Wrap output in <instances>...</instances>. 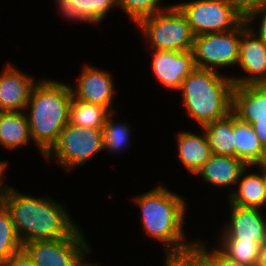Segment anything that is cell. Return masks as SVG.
<instances>
[{
  "instance_id": "cell-1",
  "label": "cell",
  "mask_w": 266,
  "mask_h": 266,
  "mask_svg": "<svg viewBox=\"0 0 266 266\" xmlns=\"http://www.w3.org/2000/svg\"><path fill=\"white\" fill-rule=\"evenodd\" d=\"M3 205L23 244L68 237L79 227L64 204L50 196L35 197L11 188Z\"/></svg>"
},
{
  "instance_id": "cell-2",
  "label": "cell",
  "mask_w": 266,
  "mask_h": 266,
  "mask_svg": "<svg viewBox=\"0 0 266 266\" xmlns=\"http://www.w3.org/2000/svg\"><path fill=\"white\" fill-rule=\"evenodd\" d=\"M183 197L166 186L157 185L133 199L141 210L142 230L147 237L161 243L164 257H171L195 241H185L187 201Z\"/></svg>"
},
{
  "instance_id": "cell-3",
  "label": "cell",
  "mask_w": 266,
  "mask_h": 266,
  "mask_svg": "<svg viewBox=\"0 0 266 266\" xmlns=\"http://www.w3.org/2000/svg\"><path fill=\"white\" fill-rule=\"evenodd\" d=\"M72 96L70 85L48 78H41L32 90L24 111L32 142L42 157L57 143L61 131L69 123Z\"/></svg>"
},
{
  "instance_id": "cell-4",
  "label": "cell",
  "mask_w": 266,
  "mask_h": 266,
  "mask_svg": "<svg viewBox=\"0 0 266 266\" xmlns=\"http://www.w3.org/2000/svg\"><path fill=\"white\" fill-rule=\"evenodd\" d=\"M231 77L214 70L195 68L181 83L183 107L201 128L232 112Z\"/></svg>"
},
{
  "instance_id": "cell-5",
  "label": "cell",
  "mask_w": 266,
  "mask_h": 266,
  "mask_svg": "<svg viewBox=\"0 0 266 266\" xmlns=\"http://www.w3.org/2000/svg\"><path fill=\"white\" fill-rule=\"evenodd\" d=\"M136 27L153 50L184 52L193 48L195 35L175 3L140 20Z\"/></svg>"
},
{
  "instance_id": "cell-6",
  "label": "cell",
  "mask_w": 266,
  "mask_h": 266,
  "mask_svg": "<svg viewBox=\"0 0 266 266\" xmlns=\"http://www.w3.org/2000/svg\"><path fill=\"white\" fill-rule=\"evenodd\" d=\"M103 150L102 129L86 128L68 123L61 131L57 143L44 156V160L51 162L52 159H55L57 165L59 164L66 173H70Z\"/></svg>"
},
{
  "instance_id": "cell-7",
  "label": "cell",
  "mask_w": 266,
  "mask_h": 266,
  "mask_svg": "<svg viewBox=\"0 0 266 266\" xmlns=\"http://www.w3.org/2000/svg\"><path fill=\"white\" fill-rule=\"evenodd\" d=\"M83 233L78 227L68 237L30 241L23 249L35 266H86V257L92 251Z\"/></svg>"
},
{
  "instance_id": "cell-8",
  "label": "cell",
  "mask_w": 266,
  "mask_h": 266,
  "mask_svg": "<svg viewBox=\"0 0 266 266\" xmlns=\"http://www.w3.org/2000/svg\"><path fill=\"white\" fill-rule=\"evenodd\" d=\"M195 36L236 29L244 17L227 0H192L175 4Z\"/></svg>"
},
{
  "instance_id": "cell-9",
  "label": "cell",
  "mask_w": 266,
  "mask_h": 266,
  "mask_svg": "<svg viewBox=\"0 0 266 266\" xmlns=\"http://www.w3.org/2000/svg\"><path fill=\"white\" fill-rule=\"evenodd\" d=\"M241 40V24L234 30L195 36L193 57L196 68L220 71L237 66Z\"/></svg>"
},
{
  "instance_id": "cell-10",
  "label": "cell",
  "mask_w": 266,
  "mask_h": 266,
  "mask_svg": "<svg viewBox=\"0 0 266 266\" xmlns=\"http://www.w3.org/2000/svg\"><path fill=\"white\" fill-rule=\"evenodd\" d=\"M232 113L245 123L251 124L256 136L266 142V83L234 85Z\"/></svg>"
},
{
  "instance_id": "cell-11",
  "label": "cell",
  "mask_w": 266,
  "mask_h": 266,
  "mask_svg": "<svg viewBox=\"0 0 266 266\" xmlns=\"http://www.w3.org/2000/svg\"><path fill=\"white\" fill-rule=\"evenodd\" d=\"M81 74L78 76L76 85L71 86L74 98L84 102L101 105L111 112H118L115 100V83L113 76L108 70L99 69L89 64L82 65Z\"/></svg>"
},
{
  "instance_id": "cell-12",
  "label": "cell",
  "mask_w": 266,
  "mask_h": 266,
  "mask_svg": "<svg viewBox=\"0 0 266 266\" xmlns=\"http://www.w3.org/2000/svg\"><path fill=\"white\" fill-rule=\"evenodd\" d=\"M237 67L245 76H231L234 85L266 83V43L248 30L245 22L241 23V40Z\"/></svg>"
},
{
  "instance_id": "cell-13",
  "label": "cell",
  "mask_w": 266,
  "mask_h": 266,
  "mask_svg": "<svg viewBox=\"0 0 266 266\" xmlns=\"http://www.w3.org/2000/svg\"><path fill=\"white\" fill-rule=\"evenodd\" d=\"M229 220L222 228L220 240H241V242H266V216L256 208L228 205Z\"/></svg>"
},
{
  "instance_id": "cell-14",
  "label": "cell",
  "mask_w": 266,
  "mask_h": 266,
  "mask_svg": "<svg viewBox=\"0 0 266 266\" xmlns=\"http://www.w3.org/2000/svg\"><path fill=\"white\" fill-rule=\"evenodd\" d=\"M151 70L160 85L178 91L183 80L196 68L193 52L153 50Z\"/></svg>"
},
{
  "instance_id": "cell-15",
  "label": "cell",
  "mask_w": 266,
  "mask_h": 266,
  "mask_svg": "<svg viewBox=\"0 0 266 266\" xmlns=\"http://www.w3.org/2000/svg\"><path fill=\"white\" fill-rule=\"evenodd\" d=\"M37 82L8 62L0 73V112L24 111Z\"/></svg>"
},
{
  "instance_id": "cell-16",
  "label": "cell",
  "mask_w": 266,
  "mask_h": 266,
  "mask_svg": "<svg viewBox=\"0 0 266 266\" xmlns=\"http://www.w3.org/2000/svg\"><path fill=\"white\" fill-rule=\"evenodd\" d=\"M248 165L240 158L229 155L212 154L204 165L195 173L206 183L223 189L236 185L242 171Z\"/></svg>"
},
{
  "instance_id": "cell-17",
  "label": "cell",
  "mask_w": 266,
  "mask_h": 266,
  "mask_svg": "<svg viewBox=\"0 0 266 266\" xmlns=\"http://www.w3.org/2000/svg\"><path fill=\"white\" fill-rule=\"evenodd\" d=\"M177 160L189 174L195 175L211 157L212 151L205 132L181 131L176 135Z\"/></svg>"
},
{
  "instance_id": "cell-18",
  "label": "cell",
  "mask_w": 266,
  "mask_h": 266,
  "mask_svg": "<svg viewBox=\"0 0 266 266\" xmlns=\"http://www.w3.org/2000/svg\"><path fill=\"white\" fill-rule=\"evenodd\" d=\"M60 14L66 20L96 25L102 22L112 8L118 7L117 0H55Z\"/></svg>"
},
{
  "instance_id": "cell-19",
  "label": "cell",
  "mask_w": 266,
  "mask_h": 266,
  "mask_svg": "<svg viewBox=\"0 0 266 266\" xmlns=\"http://www.w3.org/2000/svg\"><path fill=\"white\" fill-rule=\"evenodd\" d=\"M248 165L241 173L237 182L238 188L230 189L228 200L230 204H234L244 208L263 209L266 205V185L260 172L248 173Z\"/></svg>"
},
{
  "instance_id": "cell-20",
  "label": "cell",
  "mask_w": 266,
  "mask_h": 266,
  "mask_svg": "<svg viewBox=\"0 0 266 266\" xmlns=\"http://www.w3.org/2000/svg\"><path fill=\"white\" fill-rule=\"evenodd\" d=\"M32 141L25 111L0 112V146L7 150L25 147Z\"/></svg>"
},
{
  "instance_id": "cell-21",
  "label": "cell",
  "mask_w": 266,
  "mask_h": 266,
  "mask_svg": "<svg viewBox=\"0 0 266 266\" xmlns=\"http://www.w3.org/2000/svg\"><path fill=\"white\" fill-rule=\"evenodd\" d=\"M235 156L247 165L255 164L261 157L263 143L256 136L251 124L240 121L233 114Z\"/></svg>"
},
{
  "instance_id": "cell-22",
  "label": "cell",
  "mask_w": 266,
  "mask_h": 266,
  "mask_svg": "<svg viewBox=\"0 0 266 266\" xmlns=\"http://www.w3.org/2000/svg\"><path fill=\"white\" fill-rule=\"evenodd\" d=\"M201 129L205 132L212 154L235 156L233 113L213 121Z\"/></svg>"
},
{
  "instance_id": "cell-23",
  "label": "cell",
  "mask_w": 266,
  "mask_h": 266,
  "mask_svg": "<svg viewBox=\"0 0 266 266\" xmlns=\"http://www.w3.org/2000/svg\"><path fill=\"white\" fill-rule=\"evenodd\" d=\"M112 112L97 104L84 102L72 96L69 106V123L86 127L102 129Z\"/></svg>"
},
{
  "instance_id": "cell-24",
  "label": "cell",
  "mask_w": 266,
  "mask_h": 266,
  "mask_svg": "<svg viewBox=\"0 0 266 266\" xmlns=\"http://www.w3.org/2000/svg\"><path fill=\"white\" fill-rule=\"evenodd\" d=\"M116 112H112L106 121V124L102 127V135L104 141V150L107 152L118 153L124 151L123 149L130 144V137L133 135L132 125L126 121V123L113 121ZM119 122V123H118ZM132 133V135H131Z\"/></svg>"
},
{
  "instance_id": "cell-25",
  "label": "cell",
  "mask_w": 266,
  "mask_h": 266,
  "mask_svg": "<svg viewBox=\"0 0 266 266\" xmlns=\"http://www.w3.org/2000/svg\"><path fill=\"white\" fill-rule=\"evenodd\" d=\"M171 258L179 266H215V249H209L204 241L198 239Z\"/></svg>"
},
{
  "instance_id": "cell-26",
  "label": "cell",
  "mask_w": 266,
  "mask_h": 266,
  "mask_svg": "<svg viewBox=\"0 0 266 266\" xmlns=\"http://www.w3.org/2000/svg\"><path fill=\"white\" fill-rule=\"evenodd\" d=\"M22 248L12 216L3 205L0 208V265Z\"/></svg>"
},
{
  "instance_id": "cell-27",
  "label": "cell",
  "mask_w": 266,
  "mask_h": 266,
  "mask_svg": "<svg viewBox=\"0 0 266 266\" xmlns=\"http://www.w3.org/2000/svg\"><path fill=\"white\" fill-rule=\"evenodd\" d=\"M217 247L231 260L240 262L247 266H256L259 250L262 243L241 242V240H219Z\"/></svg>"
},
{
  "instance_id": "cell-28",
  "label": "cell",
  "mask_w": 266,
  "mask_h": 266,
  "mask_svg": "<svg viewBox=\"0 0 266 266\" xmlns=\"http://www.w3.org/2000/svg\"><path fill=\"white\" fill-rule=\"evenodd\" d=\"M161 0H117V8L122 10L137 24L140 20L152 16L169 6L159 5ZM161 6V7H160Z\"/></svg>"
},
{
  "instance_id": "cell-29",
  "label": "cell",
  "mask_w": 266,
  "mask_h": 266,
  "mask_svg": "<svg viewBox=\"0 0 266 266\" xmlns=\"http://www.w3.org/2000/svg\"><path fill=\"white\" fill-rule=\"evenodd\" d=\"M256 19L260 20V25L257 26V29L256 27H253L255 26L254 21L256 23ZM244 22L250 32H252L257 38L266 43V5L246 15L244 17Z\"/></svg>"
},
{
  "instance_id": "cell-30",
  "label": "cell",
  "mask_w": 266,
  "mask_h": 266,
  "mask_svg": "<svg viewBox=\"0 0 266 266\" xmlns=\"http://www.w3.org/2000/svg\"><path fill=\"white\" fill-rule=\"evenodd\" d=\"M234 8L245 17L250 12L266 5V0H227Z\"/></svg>"
},
{
  "instance_id": "cell-31",
  "label": "cell",
  "mask_w": 266,
  "mask_h": 266,
  "mask_svg": "<svg viewBox=\"0 0 266 266\" xmlns=\"http://www.w3.org/2000/svg\"><path fill=\"white\" fill-rule=\"evenodd\" d=\"M0 266H35L30 256L22 248L5 260Z\"/></svg>"
},
{
  "instance_id": "cell-32",
  "label": "cell",
  "mask_w": 266,
  "mask_h": 266,
  "mask_svg": "<svg viewBox=\"0 0 266 266\" xmlns=\"http://www.w3.org/2000/svg\"><path fill=\"white\" fill-rule=\"evenodd\" d=\"M215 266H247V265L231 260L216 247L215 248Z\"/></svg>"
},
{
  "instance_id": "cell-33",
  "label": "cell",
  "mask_w": 266,
  "mask_h": 266,
  "mask_svg": "<svg viewBox=\"0 0 266 266\" xmlns=\"http://www.w3.org/2000/svg\"><path fill=\"white\" fill-rule=\"evenodd\" d=\"M8 167V162L0 160V198L4 200V197L9 193L10 187L4 183V173L6 172Z\"/></svg>"
},
{
  "instance_id": "cell-34",
  "label": "cell",
  "mask_w": 266,
  "mask_h": 266,
  "mask_svg": "<svg viewBox=\"0 0 266 266\" xmlns=\"http://www.w3.org/2000/svg\"><path fill=\"white\" fill-rule=\"evenodd\" d=\"M256 266H266V242L260 246L259 257Z\"/></svg>"
},
{
  "instance_id": "cell-35",
  "label": "cell",
  "mask_w": 266,
  "mask_h": 266,
  "mask_svg": "<svg viewBox=\"0 0 266 266\" xmlns=\"http://www.w3.org/2000/svg\"><path fill=\"white\" fill-rule=\"evenodd\" d=\"M252 166H257L259 168V172L263 178V181L266 185V164H253Z\"/></svg>"
},
{
  "instance_id": "cell-36",
  "label": "cell",
  "mask_w": 266,
  "mask_h": 266,
  "mask_svg": "<svg viewBox=\"0 0 266 266\" xmlns=\"http://www.w3.org/2000/svg\"><path fill=\"white\" fill-rule=\"evenodd\" d=\"M255 164H266V142L263 144L261 157Z\"/></svg>"
},
{
  "instance_id": "cell-37",
  "label": "cell",
  "mask_w": 266,
  "mask_h": 266,
  "mask_svg": "<svg viewBox=\"0 0 266 266\" xmlns=\"http://www.w3.org/2000/svg\"><path fill=\"white\" fill-rule=\"evenodd\" d=\"M163 266H179L171 257H164Z\"/></svg>"
},
{
  "instance_id": "cell-38",
  "label": "cell",
  "mask_w": 266,
  "mask_h": 266,
  "mask_svg": "<svg viewBox=\"0 0 266 266\" xmlns=\"http://www.w3.org/2000/svg\"><path fill=\"white\" fill-rule=\"evenodd\" d=\"M86 266H100V265H97V263H95V262H92V263H88Z\"/></svg>"
},
{
  "instance_id": "cell-39",
  "label": "cell",
  "mask_w": 266,
  "mask_h": 266,
  "mask_svg": "<svg viewBox=\"0 0 266 266\" xmlns=\"http://www.w3.org/2000/svg\"><path fill=\"white\" fill-rule=\"evenodd\" d=\"M3 206V199L0 198V208Z\"/></svg>"
}]
</instances>
